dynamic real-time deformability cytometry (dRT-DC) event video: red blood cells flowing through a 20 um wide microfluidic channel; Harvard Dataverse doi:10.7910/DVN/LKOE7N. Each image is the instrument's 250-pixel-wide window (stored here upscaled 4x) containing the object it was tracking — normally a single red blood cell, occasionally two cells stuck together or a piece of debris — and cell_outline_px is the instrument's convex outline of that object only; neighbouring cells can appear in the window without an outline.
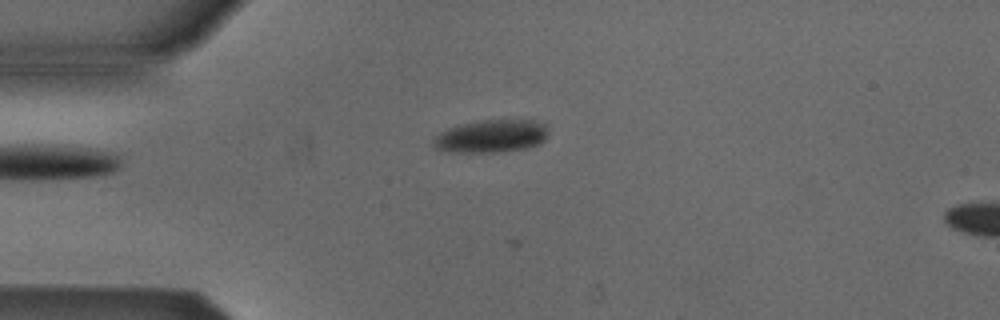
{"species": "Egyptian fruit bat (a non-hibernating species)", "species_latin": "Rousettus aegyptiacus", "temperature_condition": "cold", "stored_images_in_passage": 4, "camera_frame_rate_fps": 3000, "um_per_image_px": 0.085, "animal": {"sex": "male"}, "frame": {"image": 1, "passage_image": 4, "time_ms": 4.333, "image_size_px": [1000, 320], "cell_outline_px": [[548, 136], [540, 144], [528, 148], [500, 152], [452, 152], [436, 148], [432, 144], [432, 140], [440, 132], [448, 128], [464, 124], [484, 120], [544, 120], [548, 128]], "centroid_in_image_um": [41.84, 11.57], "position_along_channel_um": 43.2, "area_um2": 22.2}}